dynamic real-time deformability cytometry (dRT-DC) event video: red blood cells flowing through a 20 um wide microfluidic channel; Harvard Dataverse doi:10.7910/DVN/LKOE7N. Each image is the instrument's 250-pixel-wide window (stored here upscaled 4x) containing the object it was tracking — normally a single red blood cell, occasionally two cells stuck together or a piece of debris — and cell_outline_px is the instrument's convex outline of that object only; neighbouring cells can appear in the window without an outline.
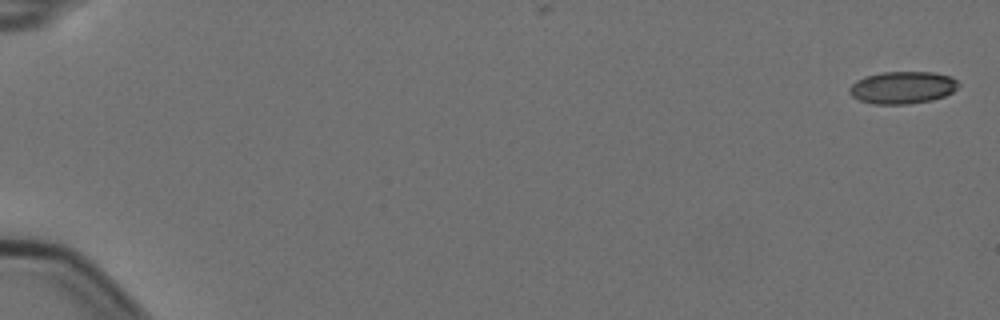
{"species": "Egyptian fruit bat (a non-hibernating species)", "species_latin": "Rousettus aegyptiacus", "temperature_condition": "cold", "stored_images_in_passage": 3, "camera_frame_rate_fps": 3000, "um_per_image_px": 0.085, "animal": {"sex": "female"}, "frame": {"image": 1, "passage_image": 1, "time_ms": 0.0, "image_size_px": [1000, 320], "cell_outline_px": [[960, 84], [952, 92], [944, 96], [932, 100], [908, 104], [872, 104], [860, 100], [852, 96], [848, 92], [848, 88], [856, 80], [864, 76], [880, 72], [932, 72], [952, 76]], "centroid_in_image_um": [76.69, 7.43], "position_along_channel_um": 8.3, "area_um2": 20.69}}